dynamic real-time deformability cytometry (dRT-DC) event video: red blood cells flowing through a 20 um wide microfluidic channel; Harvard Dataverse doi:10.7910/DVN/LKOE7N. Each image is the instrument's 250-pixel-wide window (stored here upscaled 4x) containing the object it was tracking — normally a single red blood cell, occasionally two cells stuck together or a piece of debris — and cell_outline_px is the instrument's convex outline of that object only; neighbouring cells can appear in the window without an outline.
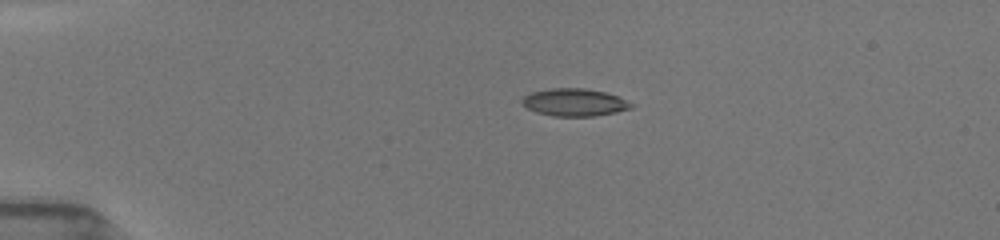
{"species": "common noctule bat (a hibernating species)", "species_latin": "Nyctalus noctula", "temperature_condition": "room temperature", "stored_images_in_passage": 43, "camera_frame_rate_fps": 3000, "um_per_image_px": 0.085, "animal": {"sex": "female", "body_mass_g": 19.5, "forearm_length_mm": 54.1}, "frame": {"image": 1, "passage_image": 1, "time_ms": 0.0, "image_size_px": [1000, 240], "cell_outline_px": [[636, 104], [632, 108], [616, 112], [592, 116], [552, 116], [536, 112], [528, 108], [520, 100], [524, 96], [532, 92], [552, 88], [584, 88], [604, 92], [616, 96]], "centroid_in_image_um": [48.84, 8.7], "position_along_channel_um": 36.2, "area_um2": 17.4}}
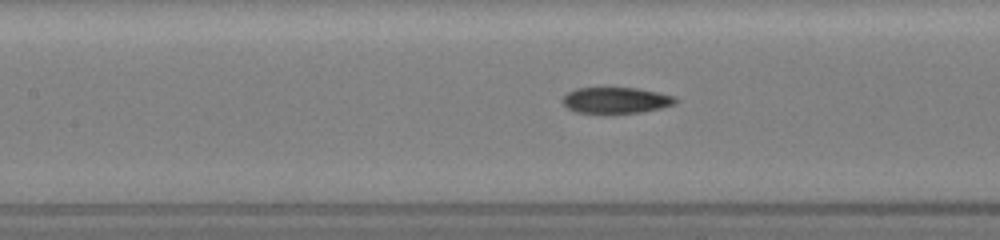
{"frame": {"image": 2, "passage_image": 19, "time_ms": 4.333, "image_size_px": [1000, 240], "cell_outline_px": [[680, 100], [676, 104], [660, 108], [640, 112], [612, 116], [604, 116], [576, 112], [568, 108], [560, 100], [568, 92], [576, 88], [636, 88], [676, 96]], "centroid_in_image_um": [52.34, 8.57], "position_along_channel_um": 155.1, "area_um2": 17.98}}
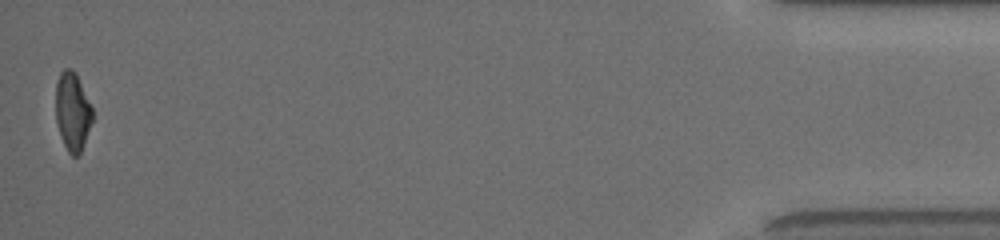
{"frame": {"image": 3, "passage_image": 43, "time_ms": 13.333, "image_size_px": [1000, 240], "cell_outline_px": [[92, 120], [80, 156], [72, 156], [68, 152], [60, 136], [56, 120], [56, 80], [60, 72], [64, 68], [72, 68], [76, 72], [92, 108]], "centroid_in_image_um": [6.15, 9.47], "position_along_channel_um": 429.0, "area_um2": 16.88}, "authors_computed_cell_mechanics": {"area_um2": 17.7446, "velocity_mm_per_s": 3.9758, "shape_relaxation_time_tau1_ms": null, "shape_relaxation_time_tau2_ms": 2.1925, "deformation_change_tau1": null, "deformation_change_tau2": 0.0952}}